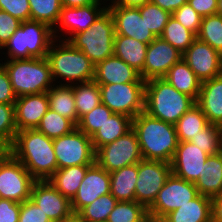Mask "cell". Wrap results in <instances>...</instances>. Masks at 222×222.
<instances>
[{"label": "cell", "mask_w": 222, "mask_h": 222, "mask_svg": "<svg viewBox=\"0 0 222 222\" xmlns=\"http://www.w3.org/2000/svg\"><path fill=\"white\" fill-rule=\"evenodd\" d=\"M7 150L36 180H48L57 171L53 139L37 129L18 131Z\"/></svg>", "instance_id": "cell-1"}, {"label": "cell", "mask_w": 222, "mask_h": 222, "mask_svg": "<svg viewBox=\"0 0 222 222\" xmlns=\"http://www.w3.org/2000/svg\"><path fill=\"white\" fill-rule=\"evenodd\" d=\"M132 129L143 160L171 163L179 142L175 125L142 112L132 119Z\"/></svg>", "instance_id": "cell-2"}, {"label": "cell", "mask_w": 222, "mask_h": 222, "mask_svg": "<svg viewBox=\"0 0 222 222\" xmlns=\"http://www.w3.org/2000/svg\"><path fill=\"white\" fill-rule=\"evenodd\" d=\"M46 59L50 65L54 84L57 80L60 82V79L62 81L59 85L68 86L94 80L95 65L69 41L55 39L48 50ZM63 81L65 84L62 83Z\"/></svg>", "instance_id": "cell-3"}, {"label": "cell", "mask_w": 222, "mask_h": 222, "mask_svg": "<svg viewBox=\"0 0 222 222\" xmlns=\"http://www.w3.org/2000/svg\"><path fill=\"white\" fill-rule=\"evenodd\" d=\"M196 101L171 86L165 78L145 82V109L148 115L175 125Z\"/></svg>", "instance_id": "cell-4"}, {"label": "cell", "mask_w": 222, "mask_h": 222, "mask_svg": "<svg viewBox=\"0 0 222 222\" xmlns=\"http://www.w3.org/2000/svg\"><path fill=\"white\" fill-rule=\"evenodd\" d=\"M1 64L9 75L13 92L17 97L47 93L54 85L46 57L5 60Z\"/></svg>", "instance_id": "cell-5"}, {"label": "cell", "mask_w": 222, "mask_h": 222, "mask_svg": "<svg viewBox=\"0 0 222 222\" xmlns=\"http://www.w3.org/2000/svg\"><path fill=\"white\" fill-rule=\"evenodd\" d=\"M54 40L53 29L47 24L32 20L21 22L3 47L7 49L6 60L45 58Z\"/></svg>", "instance_id": "cell-6"}, {"label": "cell", "mask_w": 222, "mask_h": 222, "mask_svg": "<svg viewBox=\"0 0 222 222\" xmlns=\"http://www.w3.org/2000/svg\"><path fill=\"white\" fill-rule=\"evenodd\" d=\"M115 35L112 16L106 9L87 30L75 34L69 42L96 66L113 56Z\"/></svg>", "instance_id": "cell-7"}, {"label": "cell", "mask_w": 222, "mask_h": 222, "mask_svg": "<svg viewBox=\"0 0 222 222\" xmlns=\"http://www.w3.org/2000/svg\"><path fill=\"white\" fill-rule=\"evenodd\" d=\"M36 179L7 149H0V198L23 203Z\"/></svg>", "instance_id": "cell-8"}, {"label": "cell", "mask_w": 222, "mask_h": 222, "mask_svg": "<svg viewBox=\"0 0 222 222\" xmlns=\"http://www.w3.org/2000/svg\"><path fill=\"white\" fill-rule=\"evenodd\" d=\"M101 103L113 113L136 117L145 109V82L99 84Z\"/></svg>", "instance_id": "cell-9"}, {"label": "cell", "mask_w": 222, "mask_h": 222, "mask_svg": "<svg viewBox=\"0 0 222 222\" xmlns=\"http://www.w3.org/2000/svg\"><path fill=\"white\" fill-rule=\"evenodd\" d=\"M199 192L194 183L171 173L154 203L148 208L150 222H160L167 214L195 199Z\"/></svg>", "instance_id": "cell-10"}, {"label": "cell", "mask_w": 222, "mask_h": 222, "mask_svg": "<svg viewBox=\"0 0 222 222\" xmlns=\"http://www.w3.org/2000/svg\"><path fill=\"white\" fill-rule=\"evenodd\" d=\"M57 170L69 166H91L95 163L96 151L91 137L77 127L70 133L53 139Z\"/></svg>", "instance_id": "cell-11"}, {"label": "cell", "mask_w": 222, "mask_h": 222, "mask_svg": "<svg viewBox=\"0 0 222 222\" xmlns=\"http://www.w3.org/2000/svg\"><path fill=\"white\" fill-rule=\"evenodd\" d=\"M143 160L136 133L131 129L124 136L96 150L95 162L111 173Z\"/></svg>", "instance_id": "cell-12"}, {"label": "cell", "mask_w": 222, "mask_h": 222, "mask_svg": "<svg viewBox=\"0 0 222 222\" xmlns=\"http://www.w3.org/2000/svg\"><path fill=\"white\" fill-rule=\"evenodd\" d=\"M170 174L171 163L153 160L138 162L135 201L148 209L154 203Z\"/></svg>", "instance_id": "cell-13"}, {"label": "cell", "mask_w": 222, "mask_h": 222, "mask_svg": "<svg viewBox=\"0 0 222 222\" xmlns=\"http://www.w3.org/2000/svg\"><path fill=\"white\" fill-rule=\"evenodd\" d=\"M106 2L107 1H103V6H101L102 4H90L82 7H63L59 19L53 28L54 38L56 40L69 41L75 34L87 30L108 8V6L105 5ZM64 30L66 35L70 34L69 37L66 36V38L61 34ZM59 32L60 35L58 36L57 34H59Z\"/></svg>", "instance_id": "cell-14"}, {"label": "cell", "mask_w": 222, "mask_h": 222, "mask_svg": "<svg viewBox=\"0 0 222 222\" xmlns=\"http://www.w3.org/2000/svg\"><path fill=\"white\" fill-rule=\"evenodd\" d=\"M30 199L41 208L51 222H64L74 214L71 201L59 193L48 180H36Z\"/></svg>", "instance_id": "cell-15"}, {"label": "cell", "mask_w": 222, "mask_h": 222, "mask_svg": "<svg viewBox=\"0 0 222 222\" xmlns=\"http://www.w3.org/2000/svg\"><path fill=\"white\" fill-rule=\"evenodd\" d=\"M182 58L202 82L222 74V54L198 38Z\"/></svg>", "instance_id": "cell-16"}, {"label": "cell", "mask_w": 222, "mask_h": 222, "mask_svg": "<svg viewBox=\"0 0 222 222\" xmlns=\"http://www.w3.org/2000/svg\"><path fill=\"white\" fill-rule=\"evenodd\" d=\"M181 59V52L161 37H156L147 47L143 80L146 82L154 78H164L169 69Z\"/></svg>", "instance_id": "cell-17"}, {"label": "cell", "mask_w": 222, "mask_h": 222, "mask_svg": "<svg viewBox=\"0 0 222 222\" xmlns=\"http://www.w3.org/2000/svg\"><path fill=\"white\" fill-rule=\"evenodd\" d=\"M112 16L116 35H124L149 44L156 36L143 20L139 8L107 5Z\"/></svg>", "instance_id": "cell-18"}, {"label": "cell", "mask_w": 222, "mask_h": 222, "mask_svg": "<svg viewBox=\"0 0 222 222\" xmlns=\"http://www.w3.org/2000/svg\"><path fill=\"white\" fill-rule=\"evenodd\" d=\"M110 188V173L95 162L87 169L76 195L71 200L73 214L76 215L83 207L109 194Z\"/></svg>", "instance_id": "cell-19"}, {"label": "cell", "mask_w": 222, "mask_h": 222, "mask_svg": "<svg viewBox=\"0 0 222 222\" xmlns=\"http://www.w3.org/2000/svg\"><path fill=\"white\" fill-rule=\"evenodd\" d=\"M208 154L191 142H178L171 161V173L183 180L195 183L203 176Z\"/></svg>", "instance_id": "cell-20"}, {"label": "cell", "mask_w": 222, "mask_h": 222, "mask_svg": "<svg viewBox=\"0 0 222 222\" xmlns=\"http://www.w3.org/2000/svg\"><path fill=\"white\" fill-rule=\"evenodd\" d=\"M48 109L47 93L17 97L14 104L17 132L24 129H36Z\"/></svg>", "instance_id": "cell-21"}, {"label": "cell", "mask_w": 222, "mask_h": 222, "mask_svg": "<svg viewBox=\"0 0 222 222\" xmlns=\"http://www.w3.org/2000/svg\"><path fill=\"white\" fill-rule=\"evenodd\" d=\"M94 81L97 84L145 82L138 71L114 55L95 66Z\"/></svg>", "instance_id": "cell-22"}, {"label": "cell", "mask_w": 222, "mask_h": 222, "mask_svg": "<svg viewBox=\"0 0 222 222\" xmlns=\"http://www.w3.org/2000/svg\"><path fill=\"white\" fill-rule=\"evenodd\" d=\"M196 104L208 123L222 127V74L202 82Z\"/></svg>", "instance_id": "cell-23"}, {"label": "cell", "mask_w": 222, "mask_h": 222, "mask_svg": "<svg viewBox=\"0 0 222 222\" xmlns=\"http://www.w3.org/2000/svg\"><path fill=\"white\" fill-rule=\"evenodd\" d=\"M160 222H212V198L199 194Z\"/></svg>", "instance_id": "cell-24"}, {"label": "cell", "mask_w": 222, "mask_h": 222, "mask_svg": "<svg viewBox=\"0 0 222 222\" xmlns=\"http://www.w3.org/2000/svg\"><path fill=\"white\" fill-rule=\"evenodd\" d=\"M148 44L124 35H115L114 56L122 59L140 73L143 79V67Z\"/></svg>", "instance_id": "cell-25"}, {"label": "cell", "mask_w": 222, "mask_h": 222, "mask_svg": "<svg viewBox=\"0 0 222 222\" xmlns=\"http://www.w3.org/2000/svg\"><path fill=\"white\" fill-rule=\"evenodd\" d=\"M194 184L201 195L213 198L222 194V151L208 156L203 176Z\"/></svg>", "instance_id": "cell-26"}, {"label": "cell", "mask_w": 222, "mask_h": 222, "mask_svg": "<svg viewBox=\"0 0 222 222\" xmlns=\"http://www.w3.org/2000/svg\"><path fill=\"white\" fill-rule=\"evenodd\" d=\"M164 78L179 92L192 97L195 101L198 99L202 81L183 58L169 69Z\"/></svg>", "instance_id": "cell-27"}, {"label": "cell", "mask_w": 222, "mask_h": 222, "mask_svg": "<svg viewBox=\"0 0 222 222\" xmlns=\"http://www.w3.org/2000/svg\"><path fill=\"white\" fill-rule=\"evenodd\" d=\"M138 163L110 173V193L117 201H135Z\"/></svg>", "instance_id": "cell-28"}, {"label": "cell", "mask_w": 222, "mask_h": 222, "mask_svg": "<svg viewBox=\"0 0 222 222\" xmlns=\"http://www.w3.org/2000/svg\"><path fill=\"white\" fill-rule=\"evenodd\" d=\"M131 129L132 118L124 114L113 113L91 137L94 150L96 151L99 147L112 143L119 137L124 136Z\"/></svg>", "instance_id": "cell-29"}, {"label": "cell", "mask_w": 222, "mask_h": 222, "mask_svg": "<svg viewBox=\"0 0 222 222\" xmlns=\"http://www.w3.org/2000/svg\"><path fill=\"white\" fill-rule=\"evenodd\" d=\"M89 167L78 165L58 169L48 181L59 193L71 201L76 195Z\"/></svg>", "instance_id": "cell-30"}, {"label": "cell", "mask_w": 222, "mask_h": 222, "mask_svg": "<svg viewBox=\"0 0 222 222\" xmlns=\"http://www.w3.org/2000/svg\"><path fill=\"white\" fill-rule=\"evenodd\" d=\"M49 108L61 116L78 124V115L73 94V87L68 85H53L47 92Z\"/></svg>", "instance_id": "cell-31"}, {"label": "cell", "mask_w": 222, "mask_h": 222, "mask_svg": "<svg viewBox=\"0 0 222 222\" xmlns=\"http://www.w3.org/2000/svg\"><path fill=\"white\" fill-rule=\"evenodd\" d=\"M208 124L201 108L197 104L193 105L175 124L178 141L190 142Z\"/></svg>", "instance_id": "cell-32"}, {"label": "cell", "mask_w": 222, "mask_h": 222, "mask_svg": "<svg viewBox=\"0 0 222 222\" xmlns=\"http://www.w3.org/2000/svg\"><path fill=\"white\" fill-rule=\"evenodd\" d=\"M75 98L78 122L79 119L89 113L93 108L101 103L99 84L94 80L71 85Z\"/></svg>", "instance_id": "cell-33"}, {"label": "cell", "mask_w": 222, "mask_h": 222, "mask_svg": "<svg viewBox=\"0 0 222 222\" xmlns=\"http://www.w3.org/2000/svg\"><path fill=\"white\" fill-rule=\"evenodd\" d=\"M164 41L170 43L182 54L190 47L197 36L190 30L186 29L173 16L168 19L162 35Z\"/></svg>", "instance_id": "cell-34"}, {"label": "cell", "mask_w": 222, "mask_h": 222, "mask_svg": "<svg viewBox=\"0 0 222 222\" xmlns=\"http://www.w3.org/2000/svg\"><path fill=\"white\" fill-rule=\"evenodd\" d=\"M108 222H150L148 209L136 201H118Z\"/></svg>", "instance_id": "cell-35"}, {"label": "cell", "mask_w": 222, "mask_h": 222, "mask_svg": "<svg viewBox=\"0 0 222 222\" xmlns=\"http://www.w3.org/2000/svg\"><path fill=\"white\" fill-rule=\"evenodd\" d=\"M29 5L30 20L45 23L52 29L63 8L61 0H29Z\"/></svg>", "instance_id": "cell-36"}, {"label": "cell", "mask_w": 222, "mask_h": 222, "mask_svg": "<svg viewBox=\"0 0 222 222\" xmlns=\"http://www.w3.org/2000/svg\"><path fill=\"white\" fill-rule=\"evenodd\" d=\"M75 128L76 125L70 119L49 108L36 129L50 139H56L70 133Z\"/></svg>", "instance_id": "cell-37"}, {"label": "cell", "mask_w": 222, "mask_h": 222, "mask_svg": "<svg viewBox=\"0 0 222 222\" xmlns=\"http://www.w3.org/2000/svg\"><path fill=\"white\" fill-rule=\"evenodd\" d=\"M117 202L111 193L105 194L83 207L76 215L84 222L107 221Z\"/></svg>", "instance_id": "cell-38"}, {"label": "cell", "mask_w": 222, "mask_h": 222, "mask_svg": "<svg viewBox=\"0 0 222 222\" xmlns=\"http://www.w3.org/2000/svg\"><path fill=\"white\" fill-rule=\"evenodd\" d=\"M197 38L222 54V15L217 13L202 17Z\"/></svg>", "instance_id": "cell-39"}, {"label": "cell", "mask_w": 222, "mask_h": 222, "mask_svg": "<svg viewBox=\"0 0 222 222\" xmlns=\"http://www.w3.org/2000/svg\"><path fill=\"white\" fill-rule=\"evenodd\" d=\"M190 142L208 155L217 154L222 151V127L209 123Z\"/></svg>", "instance_id": "cell-40"}, {"label": "cell", "mask_w": 222, "mask_h": 222, "mask_svg": "<svg viewBox=\"0 0 222 222\" xmlns=\"http://www.w3.org/2000/svg\"><path fill=\"white\" fill-rule=\"evenodd\" d=\"M113 112L103 103L93 108L89 113L83 115L76 127L84 134L92 137L102 125L112 116Z\"/></svg>", "instance_id": "cell-41"}, {"label": "cell", "mask_w": 222, "mask_h": 222, "mask_svg": "<svg viewBox=\"0 0 222 222\" xmlns=\"http://www.w3.org/2000/svg\"><path fill=\"white\" fill-rule=\"evenodd\" d=\"M143 20L156 37H160L171 14L152 2L138 7Z\"/></svg>", "instance_id": "cell-42"}, {"label": "cell", "mask_w": 222, "mask_h": 222, "mask_svg": "<svg viewBox=\"0 0 222 222\" xmlns=\"http://www.w3.org/2000/svg\"><path fill=\"white\" fill-rule=\"evenodd\" d=\"M16 133L14 104L0 103V149H7Z\"/></svg>", "instance_id": "cell-43"}, {"label": "cell", "mask_w": 222, "mask_h": 222, "mask_svg": "<svg viewBox=\"0 0 222 222\" xmlns=\"http://www.w3.org/2000/svg\"><path fill=\"white\" fill-rule=\"evenodd\" d=\"M171 16L197 36L200 30L202 16L199 15L189 3L182 5L174 11Z\"/></svg>", "instance_id": "cell-44"}, {"label": "cell", "mask_w": 222, "mask_h": 222, "mask_svg": "<svg viewBox=\"0 0 222 222\" xmlns=\"http://www.w3.org/2000/svg\"><path fill=\"white\" fill-rule=\"evenodd\" d=\"M0 10L6 11L21 22L30 20L29 0H0Z\"/></svg>", "instance_id": "cell-45"}, {"label": "cell", "mask_w": 222, "mask_h": 222, "mask_svg": "<svg viewBox=\"0 0 222 222\" xmlns=\"http://www.w3.org/2000/svg\"><path fill=\"white\" fill-rule=\"evenodd\" d=\"M19 222H51L48 216L31 199L20 203Z\"/></svg>", "instance_id": "cell-46"}, {"label": "cell", "mask_w": 222, "mask_h": 222, "mask_svg": "<svg viewBox=\"0 0 222 222\" xmlns=\"http://www.w3.org/2000/svg\"><path fill=\"white\" fill-rule=\"evenodd\" d=\"M20 24V20L14 18L6 11L0 10V50L17 31Z\"/></svg>", "instance_id": "cell-47"}, {"label": "cell", "mask_w": 222, "mask_h": 222, "mask_svg": "<svg viewBox=\"0 0 222 222\" xmlns=\"http://www.w3.org/2000/svg\"><path fill=\"white\" fill-rule=\"evenodd\" d=\"M17 96L13 92L9 75L0 63V103L15 104Z\"/></svg>", "instance_id": "cell-48"}, {"label": "cell", "mask_w": 222, "mask_h": 222, "mask_svg": "<svg viewBox=\"0 0 222 222\" xmlns=\"http://www.w3.org/2000/svg\"><path fill=\"white\" fill-rule=\"evenodd\" d=\"M20 203L0 198V222H19Z\"/></svg>", "instance_id": "cell-49"}, {"label": "cell", "mask_w": 222, "mask_h": 222, "mask_svg": "<svg viewBox=\"0 0 222 222\" xmlns=\"http://www.w3.org/2000/svg\"><path fill=\"white\" fill-rule=\"evenodd\" d=\"M192 8L202 17L217 14L218 0H188Z\"/></svg>", "instance_id": "cell-50"}, {"label": "cell", "mask_w": 222, "mask_h": 222, "mask_svg": "<svg viewBox=\"0 0 222 222\" xmlns=\"http://www.w3.org/2000/svg\"><path fill=\"white\" fill-rule=\"evenodd\" d=\"M153 4H156L163 10L172 14L179 9L182 5L188 3V0H151Z\"/></svg>", "instance_id": "cell-51"}, {"label": "cell", "mask_w": 222, "mask_h": 222, "mask_svg": "<svg viewBox=\"0 0 222 222\" xmlns=\"http://www.w3.org/2000/svg\"><path fill=\"white\" fill-rule=\"evenodd\" d=\"M212 222H222V194L212 198Z\"/></svg>", "instance_id": "cell-52"}, {"label": "cell", "mask_w": 222, "mask_h": 222, "mask_svg": "<svg viewBox=\"0 0 222 222\" xmlns=\"http://www.w3.org/2000/svg\"><path fill=\"white\" fill-rule=\"evenodd\" d=\"M102 1L106 0H61V3L63 7H82L90 4H101Z\"/></svg>", "instance_id": "cell-53"}, {"label": "cell", "mask_w": 222, "mask_h": 222, "mask_svg": "<svg viewBox=\"0 0 222 222\" xmlns=\"http://www.w3.org/2000/svg\"><path fill=\"white\" fill-rule=\"evenodd\" d=\"M109 5H119L124 7H135L138 8L146 3L151 2V0H111Z\"/></svg>", "instance_id": "cell-54"}, {"label": "cell", "mask_w": 222, "mask_h": 222, "mask_svg": "<svg viewBox=\"0 0 222 222\" xmlns=\"http://www.w3.org/2000/svg\"><path fill=\"white\" fill-rule=\"evenodd\" d=\"M64 222H84L77 215H73L71 218L67 219Z\"/></svg>", "instance_id": "cell-55"}, {"label": "cell", "mask_w": 222, "mask_h": 222, "mask_svg": "<svg viewBox=\"0 0 222 222\" xmlns=\"http://www.w3.org/2000/svg\"><path fill=\"white\" fill-rule=\"evenodd\" d=\"M218 14L222 15V0H218Z\"/></svg>", "instance_id": "cell-56"}]
</instances>
